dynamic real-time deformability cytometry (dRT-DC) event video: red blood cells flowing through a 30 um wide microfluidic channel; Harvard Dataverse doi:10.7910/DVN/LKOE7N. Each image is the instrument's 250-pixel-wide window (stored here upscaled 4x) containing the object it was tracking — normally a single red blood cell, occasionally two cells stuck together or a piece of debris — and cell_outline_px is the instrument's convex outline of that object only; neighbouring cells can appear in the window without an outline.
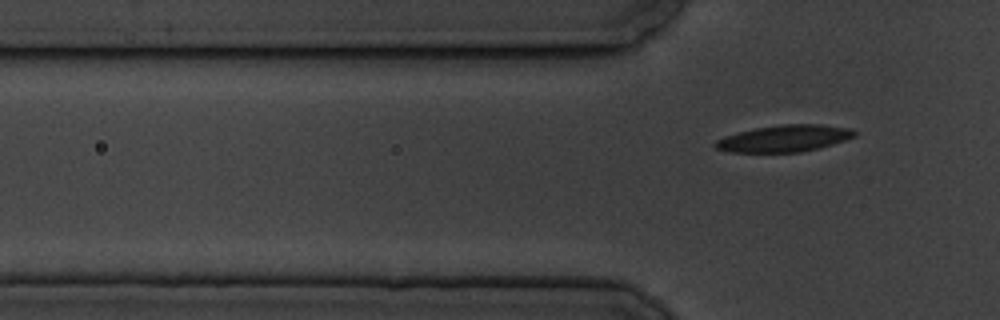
{"species": "common noctule bat (a hibernating species)", "species_latin": "Nyctalus noctula", "temperature_condition": "cold", "stored_images_in_passage": 4, "camera_frame_rate_fps": 3000, "um_per_image_px": 0.085, "animal": {"sex": "male", "body_mass_g": 19.5, "forearm_length_mm": 54.6}, "frame": {"image": 1, "passage_image": 4, "time_ms": 3.667, "image_size_px": [1000, 320], "cell_outline_px": [[856, 136], [820, 148], [800, 152], [728, 152], [716, 148], [712, 144], [716, 140], [724, 136], [756, 128], [780, 124], [820, 124], [848, 128], [856, 132]], "centroid_in_image_um": [66.64, 11.77], "position_along_channel_um": 59.2, "area_um2": 21.62}}